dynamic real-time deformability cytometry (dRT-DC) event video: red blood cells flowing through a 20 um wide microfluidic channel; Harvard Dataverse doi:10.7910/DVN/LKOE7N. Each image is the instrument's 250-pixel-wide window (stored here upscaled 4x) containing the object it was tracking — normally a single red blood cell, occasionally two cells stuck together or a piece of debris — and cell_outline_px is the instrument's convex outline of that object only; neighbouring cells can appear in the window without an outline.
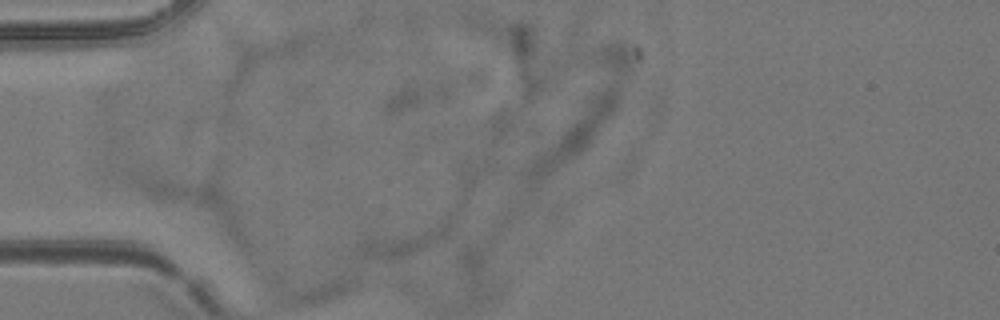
{"species": "common noctule bat (a hibernating species)", "species_latin": "Nyctalus noctula", "temperature_condition": "room temperature", "stored_images_in_passage": 5, "camera_frame_rate_fps": 3000, "um_per_image_px": 0.085, "animal": {"sex": "female", "body_mass_g": 24.6, "forearm_length_mm": 56.2}, "frame": {"image": 1, "passage_image": 4, "time_ms": 1.0, "image_size_px": [1000, 320], "cell_outline_px": [[448, 232], [444, 236], [412, 252], [392, 260], [356, 256], [356, 248], [364, 240], [448, 216]], "centroid_in_image_um": [34.27, 20.44], "position_along_channel_um": 50.7, "area_um2": 14.8}}